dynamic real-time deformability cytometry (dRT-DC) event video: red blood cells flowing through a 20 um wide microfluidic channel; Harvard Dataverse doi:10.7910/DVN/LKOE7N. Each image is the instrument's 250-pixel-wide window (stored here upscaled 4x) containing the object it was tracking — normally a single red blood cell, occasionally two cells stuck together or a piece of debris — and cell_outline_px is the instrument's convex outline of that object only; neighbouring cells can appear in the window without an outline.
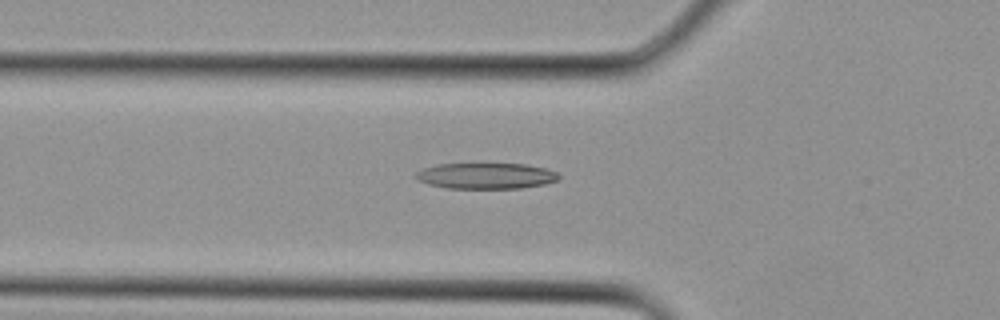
{"species": "Egyptian fruit bat (a non-hibernating species)", "species_latin": "Rousettus aegyptiacus", "temperature_condition": "cold", "stored_images_in_passage": 22, "camera_frame_rate_fps": 3000, "um_per_image_px": 0.085, "animal": {"sex": "female"}, "frame": {"image": 1, "passage_image": 4, "time_ms": 1.0, "image_size_px": [1000, 320], "cell_outline_px": [[560, 180], [544, 184], [520, 188], [448, 188], [428, 184], [416, 180], [412, 176], [416, 172], [424, 168], [436, 164], [524, 164], [544, 168], [556, 172], [560, 176]], "centroid_in_image_um": [41.27, 14.95], "position_along_channel_um": 84.5, "area_um2": 21.62}}
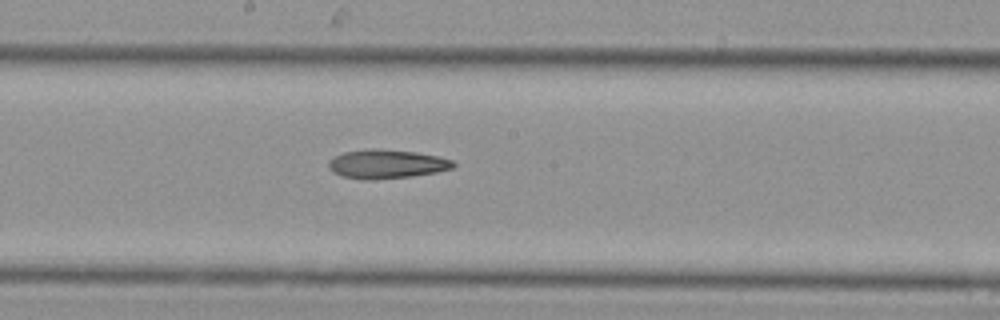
{"frame": {"image": 2, "passage_image": 10, "time_ms": 3.0, "image_size_px": [1000, 320], "cell_outline_px": [[456, 164], [452, 168], [436, 172], [412, 176], [372, 180], [364, 180], [344, 176], [332, 172], [328, 168], [328, 160], [344, 152], [372, 148], [416, 152], [436, 156], [452, 160]], "centroid_in_image_um": [32.83, 13.95], "position_along_channel_um": 215.4, "area_um2": 20.92}}
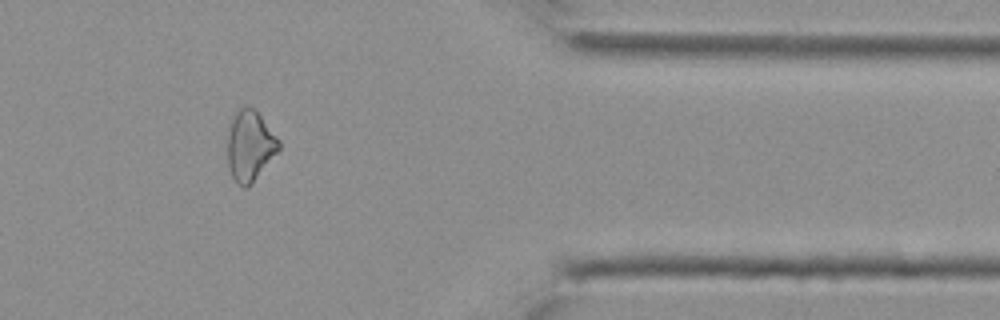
{"frame": {"image": 3, "passage_image": 19, "time_ms": 6.0, "image_size_px": [1000, 320], "cell_outline_px": [[280, 148], [252, 184], [248, 188], [244, 188], [236, 184], [228, 168], [228, 132], [232, 120], [236, 112], [244, 104], [248, 104], [260, 116], [280, 140]], "centroid_in_image_um": [21.23, 12.42], "position_along_channel_um": 390.2, "area_um2": 21.04}}